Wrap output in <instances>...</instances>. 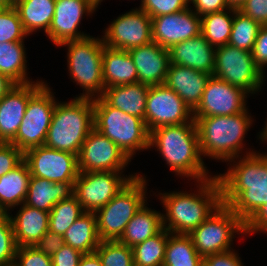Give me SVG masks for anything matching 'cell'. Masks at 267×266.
<instances>
[{"label":"cell","instance_id":"cell-31","mask_svg":"<svg viewBox=\"0 0 267 266\" xmlns=\"http://www.w3.org/2000/svg\"><path fill=\"white\" fill-rule=\"evenodd\" d=\"M65 244L83 254L95 252L100 239L97 233L96 215L84 212L64 233Z\"/></svg>","mask_w":267,"mask_h":266},{"label":"cell","instance_id":"cell-11","mask_svg":"<svg viewBox=\"0 0 267 266\" xmlns=\"http://www.w3.org/2000/svg\"><path fill=\"white\" fill-rule=\"evenodd\" d=\"M51 90L45 83L27 103L23 121L10 142L23 153L45 143L57 102Z\"/></svg>","mask_w":267,"mask_h":266},{"label":"cell","instance_id":"cell-8","mask_svg":"<svg viewBox=\"0 0 267 266\" xmlns=\"http://www.w3.org/2000/svg\"><path fill=\"white\" fill-rule=\"evenodd\" d=\"M63 45L68 47L69 75L73 82L83 89V93L77 97H101L105 89L102 78V55L105 45L102 38L88 36L80 40L66 41L59 46Z\"/></svg>","mask_w":267,"mask_h":266},{"label":"cell","instance_id":"cell-53","mask_svg":"<svg viewBox=\"0 0 267 266\" xmlns=\"http://www.w3.org/2000/svg\"><path fill=\"white\" fill-rule=\"evenodd\" d=\"M247 0H226L231 8L239 9Z\"/></svg>","mask_w":267,"mask_h":266},{"label":"cell","instance_id":"cell-9","mask_svg":"<svg viewBox=\"0 0 267 266\" xmlns=\"http://www.w3.org/2000/svg\"><path fill=\"white\" fill-rule=\"evenodd\" d=\"M235 233L245 235L244 222L226 205L221 204L215 212L188 236L203 258L233 249Z\"/></svg>","mask_w":267,"mask_h":266},{"label":"cell","instance_id":"cell-26","mask_svg":"<svg viewBox=\"0 0 267 266\" xmlns=\"http://www.w3.org/2000/svg\"><path fill=\"white\" fill-rule=\"evenodd\" d=\"M102 78L105 88L138 82L137 70L129 52L104 46Z\"/></svg>","mask_w":267,"mask_h":266},{"label":"cell","instance_id":"cell-28","mask_svg":"<svg viewBox=\"0 0 267 266\" xmlns=\"http://www.w3.org/2000/svg\"><path fill=\"white\" fill-rule=\"evenodd\" d=\"M30 178V170L24 160L0 177V211L9 212L24 203Z\"/></svg>","mask_w":267,"mask_h":266},{"label":"cell","instance_id":"cell-24","mask_svg":"<svg viewBox=\"0 0 267 266\" xmlns=\"http://www.w3.org/2000/svg\"><path fill=\"white\" fill-rule=\"evenodd\" d=\"M9 218L17 247L34 246L48 231L49 213L22 204L16 216Z\"/></svg>","mask_w":267,"mask_h":266},{"label":"cell","instance_id":"cell-44","mask_svg":"<svg viewBox=\"0 0 267 266\" xmlns=\"http://www.w3.org/2000/svg\"><path fill=\"white\" fill-rule=\"evenodd\" d=\"M251 55L256 66L265 74L264 69L267 67V25L260 28Z\"/></svg>","mask_w":267,"mask_h":266},{"label":"cell","instance_id":"cell-49","mask_svg":"<svg viewBox=\"0 0 267 266\" xmlns=\"http://www.w3.org/2000/svg\"><path fill=\"white\" fill-rule=\"evenodd\" d=\"M246 234L259 232L267 233V203L262 205L245 223Z\"/></svg>","mask_w":267,"mask_h":266},{"label":"cell","instance_id":"cell-48","mask_svg":"<svg viewBox=\"0 0 267 266\" xmlns=\"http://www.w3.org/2000/svg\"><path fill=\"white\" fill-rule=\"evenodd\" d=\"M83 253L72 248L71 246L64 244L60 250L52 257L53 266H78L79 260Z\"/></svg>","mask_w":267,"mask_h":266},{"label":"cell","instance_id":"cell-1","mask_svg":"<svg viewBox=\"0 0 267 266\" xmlns=\"http://www.w3.org/2000/svg\"><path fill=\"white\" fill-rule=\"evenodd\" d=\"M229 162H233L232 167L216 175L221 186L222 204L245 223L267 203V154L253 150Z\"/></svg>","mask_w":267,"mask_h":266},{"label":"cell","instance_id":"cell-30","mask_svg":"<svg viewBox=\"0 0 267 266\" xmlns=\"http://www.w3.org/2000/svg\"><path fill=\"white\" fill-rule=\"evenodd\" d=\"M56 0H22L15 5L25 32L43 29L47 34L55 12Z\"/></svg>","mask_w":267,"mask_h":266},{"label":"cell","instance_id":"cell-17","mask_svg":"<svg viewBox=\"0 0 267 266\" xmlns=\"http://www.w3.org/2000/svg\"><path fill=\"white\" fill-rule=\"evenodd\" d=\"M249 93L215 76H210L193 117L228 116L246 111Z\"/></svg>","mask_w":267,"mask_h":266},{"label":"cell","instance_id":"cell-52","mask_svg":"<svg viewBox=\"0 0 267 266\" xmlns=\"http://www.w3.org/2000/svg\"><path fill=\"white\" fill-rule=\"evenodd\" d=\"M16 85L13 80L0 73V100Z\"/></svg>","mask_w":267,"mask_h":266},{"label":"cell","instance_id":"cell-10","mask_svg":"<svg viewBox=\"0 0 267 266\" xmlns=\"http://www.w3.org/2000/svg\"><path fill=\"white\" fill-rule=\"evenodd\" d=\"M213 76L249 94L260 92L265 80L251 52L229 44L216 48Z\"/></svg>","mask_w":267,"mask_h":266},{"label":"cell","instance_id":"cell-25","mask_svg":"<svg viewBox=\"0 0 267 266\" xmlns=\"http://www.w3.org/2000/svg\"><path fill=\"white\" fill-rule=\"evenodd\" d=\"M73 194L74 183H55L31 176L24 204L49 213L55 204L69 199Z\"/></svg>","mask_w":267,"mask_h":266},{"label":"cell","instance_id":"cell-21","mask_svg":"<svg viewBox=\"0 0 267 266\" xmlns=\"http://www.w3.org/2000/svg\"><path fill=\"white\" fill-rule=\"evenodd\" d=\"M128 52L136 67L138 82L149 86L165 83L170 65L168 49L152 41Z\"/></svg>","mask_w":267,"mask_h":266},{"label":"cell","instance_id":"cell-36","mask_svg":"<svg viewBox=\"0 0 267 266\" xmlns=\"http://www.w3.org/2000/svg\"><path fill=\"white\" fill-rule=\"evenodd\" d=\"M80 202L73 195L55 204L49 212L48 230L64 235L66 230L84 213Z\"/></svg>","mask_w":267,"mask_h":266},{"label":"cell","instance_id":"cell-51","mask_svg":"<svg viewBox=\"0 0 267 266\" xmlns=\"http://www.w3.org/2000/svg\"><path fill=\"white\" fill-rule=\"evenodd\" d=\"M78 266H102L99 256L93 252L83 254L79 260Z\"/></svg>","mask_w":267,"mask_h":266},{"label":"cell","instance_id":"cell-15","mask_svg":"<svg viewBox=\"0 0 267 266\" xmlns=\"http://www.w3.org/2000/svg\"><path fill=\"white\" fill-rule=\"evenodd\" d=\"M77 159L79 172H124L131 161L114 142L95 128L84 140Z\"/></svg>","mask_w":267,"mask_h":266},{"label":"cell","instance_id":"cell-55","mask_svg":"<svg viewBox=\"0 0 267 266\" xmlns=\"http://www.w3.org/2000/svg\"><path fill=\"white\" fill-rule=\"evenodd\" d=\"M0 4L3 7H12V0H0Z\"/></svg>","mask_w":267,"mask_h":266},{"label":"cell","instance_id":"cell-20","mask_svg":"<svg viewBox=\"0 0 267 266\" xmlns=\"http://www.w3.org/2000/svg\"><path fill=\"white\" fill-rule=\"evenodd\" d=\"M44 84L42 80L17 84L0 100V142L10 143L16 137L29 99Z\"/></svg>","mask_w":267,"mask_h":266},{"label":"cell","instance_id":"cell-45","mask_svg":"<svg viewBox=\"0 0 267 266\" xmlns=\"http://www.w3.org/2000/svg\"><path fill=\"white\" fill-rule=\"evenodd\" d=\"M238 10L262 26L267 25V0H247Z\"/></svg>","mask_w":267,"mask_h":266},{"label":"cell","instance_id":"cell-40","mask_svg":"<svg viewBox=\"0 0 267 266\" xmlns=\"http://www.w3.org/2000/svg\"><path fill=\"white\" fill-rule=\"evenodd\" d=\"M16 250L9 213L0 211V266H13Z\"/></svg>","mask_w":267,"mask_h":266},{"label":"cell","instance_id":"cell-35","mask_svg":"<svg viewBox=\"0 0 267 266\" xmlns=\"http://www.w3.org/2000/svg\"><path fill=\"white\" fill-rule=\"evenodd\" d=\"M170 234L163 228L155 236L132 247L134 266H162Z\"/></svg>","mask_w":267,"mask_h":266},{"label":"cell","instance_id":"cell-22","mask_svg":"<svg viewBox=\"0 0 267 266\" xmlns=\"http://www.w3.org/2000/svg\"><path fill=\"white\" fill-rule=\"evenodd\" d=\"M168 51L170 64L213 75L216 48L209 44L202 34L174 44Z\"/></svg>","mask_w":267,"mask_h":266},{"label":"cell","instance_id":"cell-6","mask_svg":"<svg viewBox=\"0 0 267 266\" xmlns=\"http://www.w3.org/2000/svg\"><path fill=\"white\" fill-rule=\"evenodd\" d=\"M94 128L114 142L131 160L136 151L149 149L150 133L143 119L110 106L102 97L93 99Z\"/></svg>","mask_w":267,"mask_h":266},{"label":"cell","instance_id":"cell-18","mask_svg":"<svg viewBox=\"0 0 267 266\" xmlns=\"http://www.w3.org/2000/svg\"><path fill=\"white\" fill-rule=\"evenodd\" d=\"M97 8L89 0H56L55 12L47 37L56 45L89 35L78 31L83 15H91Z\"/></svg>","mask_w":267,"mask_h":266},{"label":"cell","instance_id":"cell-41","mask_svg":"<svg viewBox=\"0 0 267 266\" xmlns=\"http://www.w3.org/2000/svg\"><path fill=\"white\" fill-rule=\"evenodd\" d=\"M187 8H189V0H142L138 7L151 18L177 13Z\"/></svg>","mask_w":267,"mask_h":266},{"label":"cell","instance_id":"cell-4","mask_svg":"<svg viewBox=\"0 0 267 266\" xmlns=\"http://www.w3.org/2000/svg\"><path fill=\"white\" fill-rule=\"evenodd\" d=\"M248 109L228 116L194 117L201 156L228 162L243 152L242 143L252 126Z\"/></svg>","mask_w":267,"mask_h":266},{"label":"cell","instance_id":"cell-34","mask_svg":"<svg viewBox=\"0 0 267 266\" xmlns=\"http://www.w3.org/2000/svg\"><path fill=\"white\" fill-rule=\"evenodd\" d=\"M162 266H203V257L198 254L188 235L171 233Z\"/></svg>","mask_w":267,"mask_h":266},{"label":"cell","instance_id":"cell-37","mask_svg":"<svg viewBox=\"0 0 267 266\" xmlns=\"http://www.w3.org/2000/svg\"><path fill=\"white\" fill-rule=\"evenodd\" d=\"M261 27L259 22L235 9L228 44L251 52Z\"/></svg>","mask_w":267,"mask_h":266},{"label":"cell","instance_id":"cell-54","mask_svg":"<svg viewBox=\"0 0 267 266\" xmlns=\"http://www.w3.org/2000/svg\"><path fill=\"white\" fill-rule=\"evenodd\" d=\"M264 127L265 128L262 129L263 131H261V134L259 135V138L262 139V141H267V121H266V124H265Z\"/></svg>","mask_w":267,"mask_h":266},{"label":"cell","instance_id":"cell-16","mask_svg":"<svg viewBox=\"0 0 267 266\" xmlns=\"http://www.w3.org/2000/svg\"><path fill=\"white\" fill-rule=\"evenodd\" d=\"M104 34V45L113 49L128 51L148 44L153 41L151 17L138 8L132 9L114 19Z\"/></svg>","mask_w":267,"mask_h":266},{"label":"cell","instance_id":"cell-13","mask_svg":"<svg viewBox=\"0 0 267 266\" xmlns=\"http://www.w3.org/2000/svg\"><path fill=\"white\" fill-rule=\"evenodd\" d=\"M194 120L185 102L165 84L152 85L148 90L145 125L149 133L162 126L180 125Z\"/></svg>","mask_w":267,"mask_h":266},{"label":"cell","instance_id":"cell-19","mask_svg":"<svg viewBox=\"0 0 267 266\" xmlns=\"http://www.w3.org/2000/svg\"><path fill=\"white\" fill-rule=\"evenodd\" d=\"M191 9L151 18L153 41L169 49L174 44L200 35L201 17Z\"/></svg>","mask_w":267,"mask_h":266},{"label":"cell","instance_id":"cell-14","mask_svg":"<svg viewBox=\"0 0 267 266\" xmlns=\"http://www.w3.org/2000/svg\"><path fill=\"white\" fill-rule=\"evenodd\" d=\"M24 161L31 176L46 178L55 183H75L79 174L77 155L45 145L27 150Z\"/></svg>","mask_w":267,"mask_h":266},{"label":"cell","instance_id":"cell-33","mask_svg":"<svg viewBox=\"0 0 267 266\" xmlns=\"http://www.w3.org/2000/svg\"><path fill=\"white\" fill-rule=\"evenodd\" d=\"M235 8L209 13L201 17V34L214 48L228 44Z\"/></svg>","mask_w":267,"mask_h":266},{"label":"cell","instance_id":"cell-47","mask_svg":"<svg viewBox=\"0 0 267 266\" xmlns=\"http://www.w3.org/2000/svg\"><path fill=\"white\" fill-rule=\"evenodd\" d=\"M233 249L203 258V266H243L244 264Z\"/></svg>","mask_w":267,"mask_h":266},{"label":"cell","instance_id":"cell-29","mask_svg":"<svg viewBox=\"0 0 267 266\" xmlns=\"http://www.w3.org/2000/svg\"><path fill=\"white\" fill-rule=\"evenodd\" d=\"M145 203L127 223L118 240L130 248L158 234L163 229L162 213L148 208Z\"/></svg>","mask_w":267,"mask_h":266},{"label":"cell","instance_id":"cell-12","mask_svg":"<svg viewBox=\"0 0 267 266\" xmlns=\"http://www.w3.org/2000/svg\"><path fill=\"white\" fill-rule=\"evenodd\" d=\"M123 172H79L74 183V196L85 212H96L105 206L136 175ZM122 175V176H121ZM124 176V177H123Z\"/></svg>","mask_w":267,"mask_h":266},{"label":"cell","instance_id":"cell-32","mask_svg":"<svg viewBox=\"0 0 267 266\" xmlns=\"http://www.w3.org/2000/svg\"><path fill=\"white\" fill-rule=\"evenodd\" d=\"M24 42H0V73L16 84L31 83L27 74Z\"/></svg>","mask_w":267,"mask_h":266},{"label":"cell","instance_id":"cell-3","mask_svg":"<svg viewBox=\"0 0 267 266\" xmlns=\"http://www.w3.org/2000/svg\"><path fill=\"white\" fill-rule=\"evenodd\" d=\"M149 146L150 149L151 146L157 148L177 176L194 178L197 182L213 176L208 175V169L201 156L199 135L194 120L153 129L150 132Z\"/></svg>","mask_w":267,"mask_h":266},{"label":"cell","instance_id":"cell-57","mask_svg":"<svg viewBox=\"0 0 267 266\" xmlns=\"http://www.w3.org/2000/svg\"><path fill=\"white\" fill-rule=\"evenodd\" d=\"M22 0H12V7H15V5Z\"/></svg>","mask_w":267,"mask_h":266},{"label":"cell","instance_id":"cell-46","mask_svg":"<svg viewBox=\"0 0 267 266\" xmlns=\"http://www.w3.org/2000/svg\"><path fill=\"white\" fill-rule=\"evenodd\" d=\"M64 244L63 235L48 230L34 246L42 253L52 257L64 246Z\"/></svg>","mask_w":267,"mask_h":266},{"label":"cell","instance_id":"cell-39","mask_svg":"<svg viewBox=\"0 0 267 266\" xmlns=\"http://www.w3.org/2000/svg\"><path fill=\"white\" fill-rule=\"evenodd\" d=\"M27 36L15 7H4L0 11V42H24Z\"/></svg>","mask_w":267,"mask_h":266},{"label":"cell","instance_id":"cell-56","mask_svg":"<svg viewBox=\"0 0 267 266\" xmlns=\"http://www.w3.org/2000/svg\"><path fill=\"white\" fill-rule=\"evenodd\" d=\"M96 8H98L99 4L102 2V0H89Z\"/></svg>","mask_w":267,"mask_h":266},{"label":"cell","instance_id":"cell-27","mask_svg":"<svg viewBox=\"0 0 267 266\" xmlns=\"http://www.w3.org/2000/svg\"><path fill=\"white\" fill-rule=\"evenodd\" d=\"M149 85L136 82L128 85L107 87L102 98L112 107L137 116L145 122V109Z\"/></svg>","mask_w":267,"mask_h":266},{"label":"cell","instance_id":"cell-5","mask_svg":"<svg viewBox=\"0 0 267 266\" xmlns=\"http://www.w3.org/2000/svg\"><path fill=\"white\" fill-rule=\"evenodd\" d=\"M93 128V99L75 97L71 102H56L44 145L78 156Z\"/></svg>","mask_w":267,"mask_h":266},{"label":"cell","instance_id":"cell-38","mask_svg":"<svg viewBox=\"0 0 267 266\" xmlns=\"http://www.w3.org/2000/svg\"><path fill=\"white\" fill-rule=\"evenodd\" d=\"M95 253L102 266H134L132 248L118 240L100 241Z\"/></svg>","mask_w":267,"mask_h":266},{"label":"cell","instance_id":"cell-42","mask_svg":"<svg viewBox=\"0 0 267 266\" xmlns=\"http://www.w3.org/2000/svg\"><path fill=\"white\" fill-rule=\"evenodd\" d=\"M13 266H53L50 256L35 246L17 247Z\"/></svg>","mask_w":267,"mask_h":266},{"label":"cell","instance_id":"cell-58","mask_svg":"<svg viewBox=\"0 0 267 266\" xmlns=\"http://www.w3.org/2000/svg\"><path fill=\"white\" fill-rule=\"evenodd\" d=\"M4 7L0 4V11L3 9Z\"/></svg>","mask_w":267,"mask_h":266},{"label":"cell","instance_id":"cell-7","mask_svg":"<svg viewBox=\"0 0 267 266\" xmlns=\"http://www.w3.org/2000/svg\"><path fill=\"white\" fill-rule=\"evenodd\" d=\"M145 177V178H144ZM138 174L105 206L95 212L101 241L119 240L127 223L146 201V176Z\"/></svg>","mask_w":267,"mask_h":266},{"label":"cell","instance_id":"cell-50","mask_svg":"<svg viewBox=\"0 0 267 266\" xmlns=\"http://www.w3.org/2000/svg\"><path fill=\"white\" fill-rule=\"evenodd\" d=\"M189 3L193 4L194 12L199 17L230 8L226 0H189Z\"/></svg>","mask_w":267,"mask_h":266},{"label":"cell","instance_id":"cell-2","mask_svg":"<svg viewBox=\"0 0 267 266\" xmlns=\"http://www.w3.org/2000/svg\"><path fill=\"white\" fill-rule=\"evenodd\" d=\"M197 184L199 191L196 194L184 191L159 194L166 211L162 213V224L168 232L188 235L222 204L221 186L216 175Z\"/></svg>","mask_w":267,"mask_h":266},{"label":"cell","instance_id":"cell-23","mask_svg":"<svg viewBox=\"0 0 267 266\" xmlns=\"http://www.w3.org/2000/svg\"><path fill=\"white\" fill-rule=\"evenodd\" d=\"M210 76L190 67L170 64L164 84L172 89L193 112L200 103Z\"/></svg>","mask_w":267,"mask_h":266},{"label":"cell","instance_id":"cell-43","mask_svg":"<svg viewBox=\"0 0 267 266\" xmlns=\"http://www.w3.org/2000/svg\"><path fill=\"white\" fill-rule=\"evenodd\" d=\"M24 153L12 143L0 142V177L17 167Z\"/></svg>","mask_w":267,"mask_h":266}]
</instances>
